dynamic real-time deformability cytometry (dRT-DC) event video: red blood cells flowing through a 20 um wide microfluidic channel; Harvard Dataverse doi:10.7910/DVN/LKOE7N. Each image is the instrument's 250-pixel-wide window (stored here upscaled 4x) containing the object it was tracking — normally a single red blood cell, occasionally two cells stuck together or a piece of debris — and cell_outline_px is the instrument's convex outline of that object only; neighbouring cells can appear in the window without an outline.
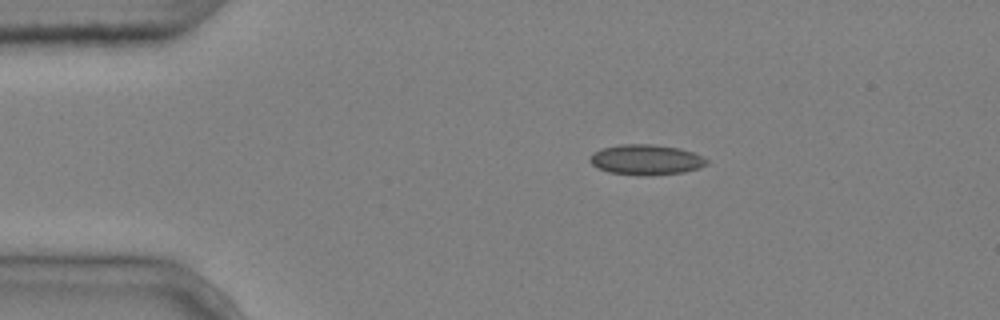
{"species": "common noctule bat (a hibernating species)", "species_latin": "Nyctalus noctula", "temperature_condition": "cold", "stored_images_in_passage": 2, "camera_frame_rate_fps": 3000, "um_per_image_px": 0.085, "animal": {"sex": "male", "body_mass_g": 20.4}, "frame": {"image": 1, "passage_image": 1, "time_ms": 0.0, "image_size_px": [1000, 320], "cell_outline_px": [[708, 164], [700, 168], [684, 172], [652, 176], [640, 176], [608, 172], [596, 168], [588, 160], [592, 152], [604, 148], [620, 144], [652, 144], [680, 148], [692, 152], [708, 160]], "centroid_in_image_um": [54.89, 13.59], "position_along_channel_um": 30.1, "area_um2": 20.92}}